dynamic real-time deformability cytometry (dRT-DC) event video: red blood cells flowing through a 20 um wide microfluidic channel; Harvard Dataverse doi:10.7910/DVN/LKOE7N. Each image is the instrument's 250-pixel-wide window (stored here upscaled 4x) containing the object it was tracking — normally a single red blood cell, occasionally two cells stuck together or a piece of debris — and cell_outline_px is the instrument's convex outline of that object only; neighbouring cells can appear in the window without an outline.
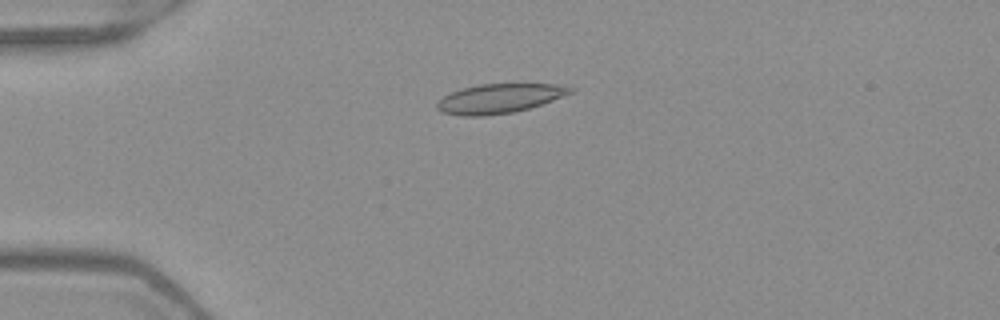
{"species": "Egyptian fruit bat (a non-hibernating species)", "species_latin": "Rousettus aegyptiacus", "temperature_condition": "warm", "stored_images_in_passage": 52, "camera_frame_rate_fps": 3000, "um_per_image_px": 0.085, "frame": {"image": 1, "passage_image": 14, "time_ms": 4.333, "image_size_px": [1000, 320], "cell_outline_px": [[576, 88], [572, 92], [552, 100], [528, 108], [512, 112], [484, 116], [460, 116], [440, 112], [436, 108], [436, 104], [444, 96], [452, 92], [464, 88], [480, 84], [556, 84]], "centroid_in_image_um": [42.41, 8.38], "position_along_channel_um": 42.6, "area_um2": 22.54}}
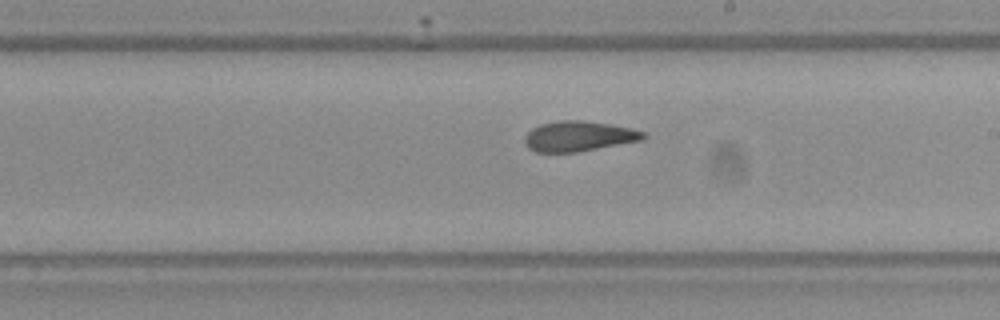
{"frame": {"image": 2, "passage_image": 31, "time_ms": 10.0, "image_size_px": [1000, 320], "cell_outline_px": [[648, 136], [644, 140], [576, 152], [536, 152], [528, 148], [524, 144], [524, 136], [532, 128], [540, 124], [556, 120], [584, 120], [612, 124], [632, 128], [644, 132]], "centroid_in_image_um": [49.2, 11.57], "position_along_channel_um": 239.8, "area_um2": 21.21}}
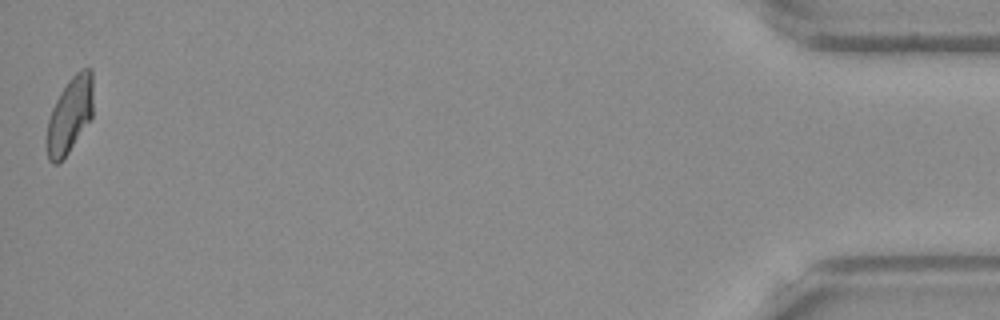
{"frame": {"image": 3, "passage_image": 52, "time_ms": 17.0, "image_size_px": [1000, 320], "cell_outline_px": [[92, 116], [68, 152], [56, 164], [52, 164], [48, 160], [48, 120], [52, 108], [60, 92], [68, 80], [80, 68], [92, 68]], "centroid_in_image_um": [5.94, 9.72], "position_along_channel_um": 429.3, "area_um2": 20.0}, "authors_computed_cell_mechanics": {"area_um2": 21.7906, "velocity_mm_per_s": 3.9972, "shape_relaxation_time_tau1_ms": null, "shape_relaxation_time_tau2_ms": 1.8051, "deformation_change_tau1": null, "deformation_change_tau2": 0.0801}}